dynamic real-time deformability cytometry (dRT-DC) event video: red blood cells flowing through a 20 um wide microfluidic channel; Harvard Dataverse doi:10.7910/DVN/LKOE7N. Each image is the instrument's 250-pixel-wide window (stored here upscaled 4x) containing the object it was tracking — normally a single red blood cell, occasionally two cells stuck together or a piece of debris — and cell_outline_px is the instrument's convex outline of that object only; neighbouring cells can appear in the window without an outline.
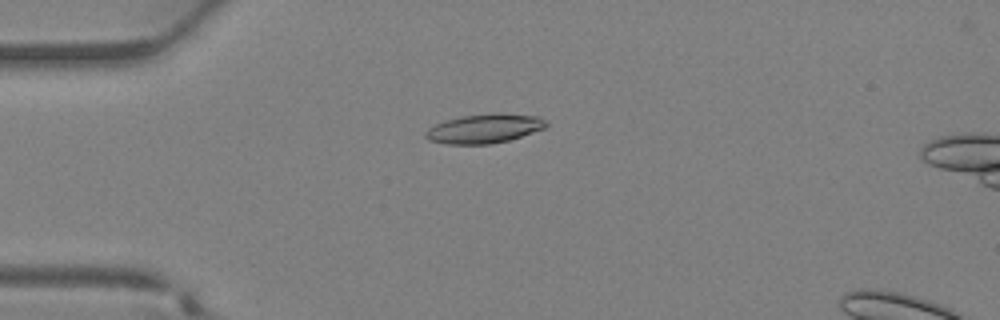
{"species": "Egyptian fruit bat (a non-hibernating species)", "species_latin": "Rousettus aegyptiacus", "temperature_condition": "warm", "stored_images_in_passage": 32, "camera_frame_rate_fps": 3000, "um_per_image_px": 0.085, "animal": {"sex": "female"}, "frame": {"image": 1, "passage_image": 4, "time_ms": 1.0, "image_size_px": [1000, 320], "cell_outline_px": [[548, 124], [544, 128], [508, 140], [488, 144], [448, 144], [428, 140], [424, 136], [424, 132], [428, 128], [436, 124], [460, 116], [500, 112], [540, 116], [548, 120]], "centroid_in_image_um": [41.19, 10.91], "position_along_channel_um": 43.8, "area_um2": 20.58}}
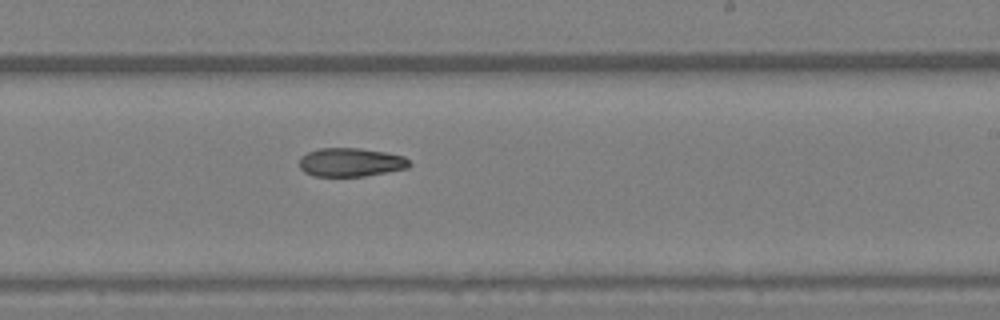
{"frame": {"image": 2, "passage_image": 17, "time_ms": 5.333, "image_size_px": [1000, 320], "cell_outline_px": [[412, 164], [408, 168], [388, 172], [364, 176], [312, 176], [304, 172], [300, 168], [300, 156], [308, 152], [320, 148], [360, 148], [384, 152], [404, 156]], "centroid_in_image_um": [29.81, 13.8], "position_along_channel_um": 259.2, "area_um2": 18.44}}
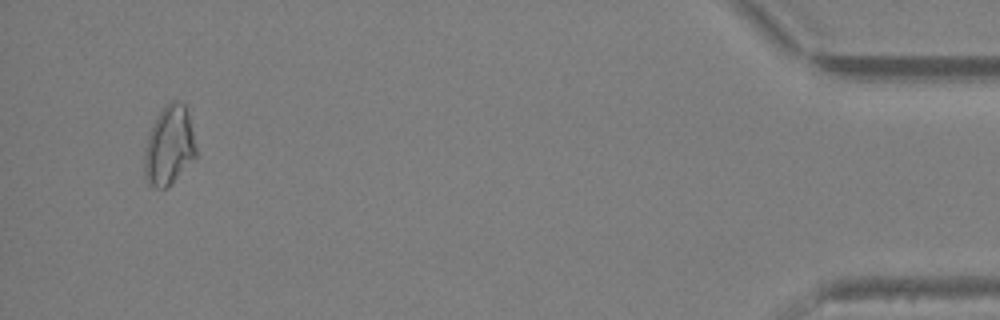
{"frame": {"image": 3, "passage_image": 30, "time_ms": 9.667, "image_size_px": [1000, 320], "cell_outline_px": [[196, 160], [164, 188], [156, 188], [148, 184], [144, 176], [144, 156], [148, 132], [156, 116], [172, 100], [180, 100], [184, 104], [188, 112], [196, 148]], "centroid_in_image_um": [14.37, 12.38], "position_along_channel_um": 420.8, "area_um2": 23.87}}